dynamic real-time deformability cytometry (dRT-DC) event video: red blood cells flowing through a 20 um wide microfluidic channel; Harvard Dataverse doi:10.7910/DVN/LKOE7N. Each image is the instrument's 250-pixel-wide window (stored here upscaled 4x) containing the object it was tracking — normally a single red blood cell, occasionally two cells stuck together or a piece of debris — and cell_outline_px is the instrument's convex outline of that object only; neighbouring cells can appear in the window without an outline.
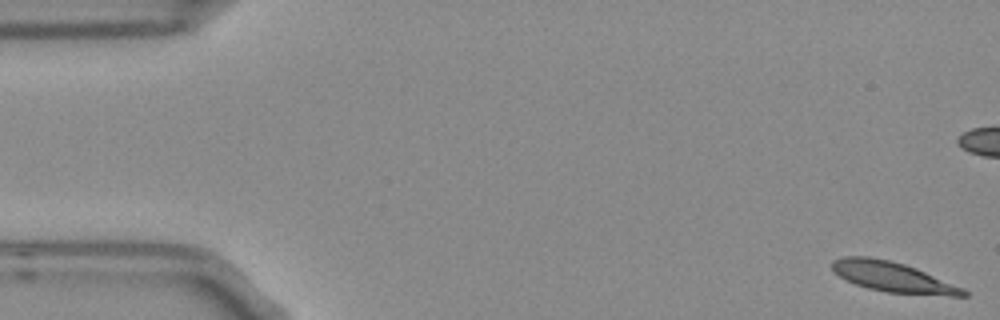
{"species": "Egyptian fruit bat (a non-hibernating species)", "species_latin": "Rousettus aegyptiacus", "temperature_condition": "room temperature", "stored_images_in_passage": 6, "camera_frame_rate_fps": 3000, "um_per_image_px": 0.085, "frame": {"image": 1, "passage_image": 1, "time_ms": 0.0, "image_size_px": [1000, 320], "cell_outline_px": [[968, 296], [952, 296], [884, 292], [868, 288], [856, 284], [840, 276], [832, 268], [832, 260], [844, 256], [868, 256], [888, 260], [904, 264], [916, 268], [964, 288], [968, 292]], "centroid_in_image_um": [75.91, 23.55], "position_along_channel_um": 9.1, "area_um2": 22.89}}